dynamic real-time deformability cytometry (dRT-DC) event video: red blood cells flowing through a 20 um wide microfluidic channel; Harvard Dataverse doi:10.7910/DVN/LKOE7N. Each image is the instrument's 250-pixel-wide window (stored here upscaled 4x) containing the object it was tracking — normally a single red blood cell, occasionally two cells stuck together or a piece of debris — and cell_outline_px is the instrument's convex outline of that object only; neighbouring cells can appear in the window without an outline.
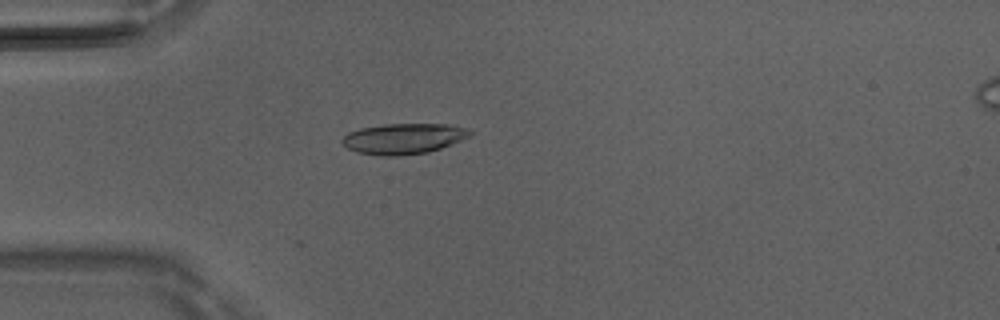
{"species": "Egyptian fruit bat (a non-hibernating species)", "species_latin": "Rousettus aegyptiacus", "temperature_condition": "room temperature", "stored_images_in_passage": 4, "camera_frame_rate_fps": 3000, "um_per_image_px": 0.085, "animal": {"sex": "male"}, "frame": {"image": 1, "passage_image": 4, "time_ms": 1.0, "image_size_px": [1000, 320], "cell_outline_px": [[476, 132], [452, 144], [428, 152], [396, 156], [380, 156], [356, 152], [348, 148], [340, 140], [348, 132], [360, 128], [384, 124], [448, 124], [468, 128]], "centroid_in_image_um": [34.3, 11.78], "position_along_channel_um": 50.7, "area_um2": 22.89}}